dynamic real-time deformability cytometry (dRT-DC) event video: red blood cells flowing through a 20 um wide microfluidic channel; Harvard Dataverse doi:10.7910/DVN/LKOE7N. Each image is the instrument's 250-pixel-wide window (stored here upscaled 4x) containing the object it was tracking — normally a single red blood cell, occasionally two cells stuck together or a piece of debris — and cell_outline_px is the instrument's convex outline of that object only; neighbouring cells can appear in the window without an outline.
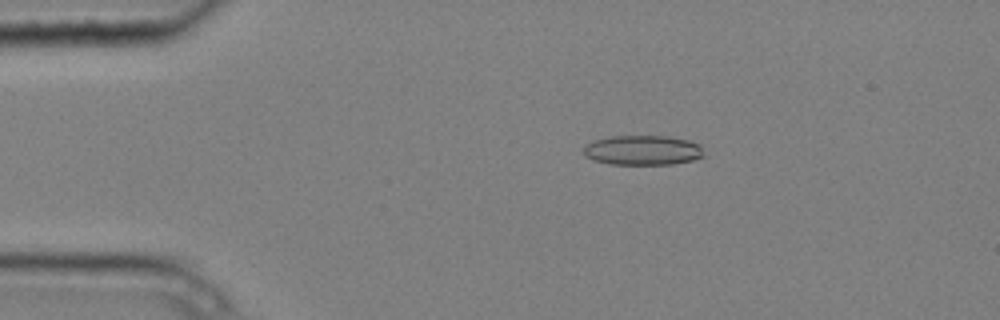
{"species": "common noctule bat (a hibernating species)", "species_latin": "Nyctalus noctula", "temperature_condition": "cold", "stored_images_in_passage": 4, "camera_frame_rate_fps": 3000, "um_per_image_px": 0.085, "animal": {"sex": "male", "body_mass_g": 20.4}, "frame": {"image": 1, "passage_image": 3, "time_ms": 0.667, "image_size_px": [1000, 320], "cell_outline_px": [[704, 156], [692, 160], [672, 164], [612, 164], [592, 160], [584, 156], [584, 144], [592, 140], [612, 136], [668, 136], [688, 140], [700, 144]], "centroid_in_image_um": [54.6, 12.76], "position_along_channel_um": 30.4, "area_um2": 20.98}}